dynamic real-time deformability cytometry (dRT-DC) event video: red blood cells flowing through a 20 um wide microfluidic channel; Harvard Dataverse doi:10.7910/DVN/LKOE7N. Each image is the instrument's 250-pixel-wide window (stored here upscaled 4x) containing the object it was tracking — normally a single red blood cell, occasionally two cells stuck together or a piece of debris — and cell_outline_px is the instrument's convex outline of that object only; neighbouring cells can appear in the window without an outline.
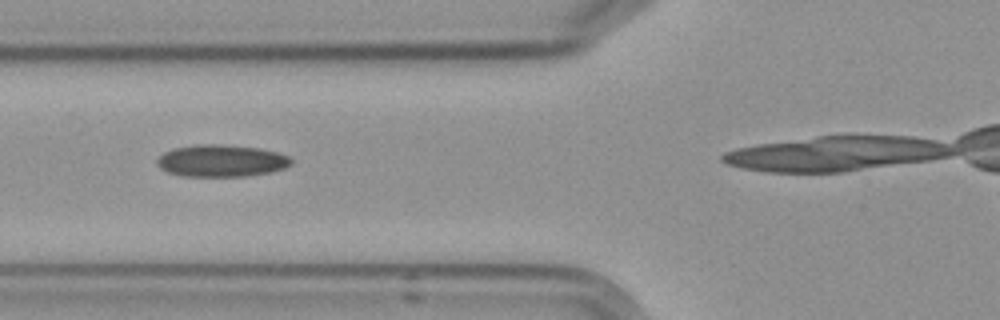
{"species": "Egyptian fruit bat (a non-hibernating species)", "species_latin": "Rousettus aegyptiacus", "temperature_condition": "cold", "stored_images_in_passage": 4, "camera_frame_rate_fps": 3000, "um_per_image_px": 0.085, "frame": {"image": 1, "passage_image": 2, "time_ms": 1.0, "image_size_px": [1000, 320], "cell_outline_px": [[292, 164], [284, 168], [272, 172], [244, 176], [184, 176], [168, 172], [160, 168], [156, 164], [156, 160], [164, 152], [172, 148], [196, 144], [216, 144], [260, 148], [276, 152], [288, 156], [292, 160]], "centroid_in_image_um": [18.8, 13.66], "position_along_channel_um": 107.0, "area_um2": 25.09}}